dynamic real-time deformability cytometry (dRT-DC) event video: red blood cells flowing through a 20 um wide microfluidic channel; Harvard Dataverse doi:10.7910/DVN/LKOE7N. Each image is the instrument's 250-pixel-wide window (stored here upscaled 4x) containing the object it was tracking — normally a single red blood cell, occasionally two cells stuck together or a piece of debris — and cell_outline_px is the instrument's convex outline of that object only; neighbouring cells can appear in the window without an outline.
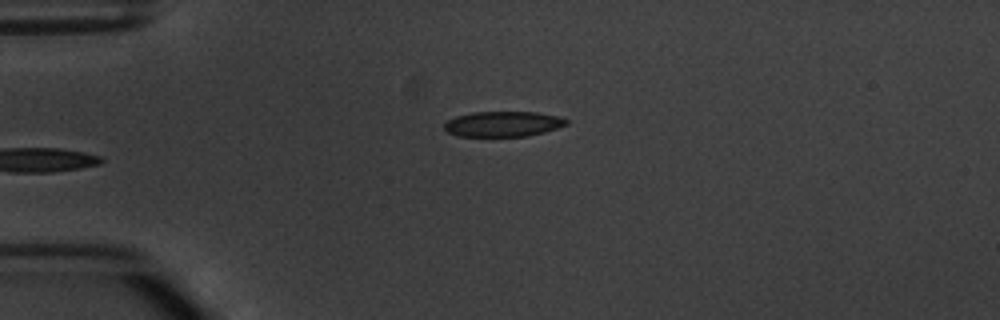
{"species": "common noctule bat (a hibernating species)", "species_latin": "Nyctalus noctula", "temperature_condition": "warm", "stored_images_in_passage": 8, "camera_frame_rate_fps": 3000, "um_per_image_px": 0.085, "animal": {"sex": "male", "body_mass_g": 20.1, "forearm_length_mm": 53.5}, "frame": {"image": 1, "passage_image": 4, "time_ms": 4.333, "image_size_px": [1000, 320], "cell_outline_px": [[568, 124], [544, 132], [528, 136], [456, 136], [448, 132], [444, 128], [444, 124], [448, 120], [456, 116], [472, 112], [536, 112], [556, 116], [568, 120]], "centroid_in_image_um": [42.73, 10.54], "position_along_channel_um": 42.3, "area_um2": 17.92}}
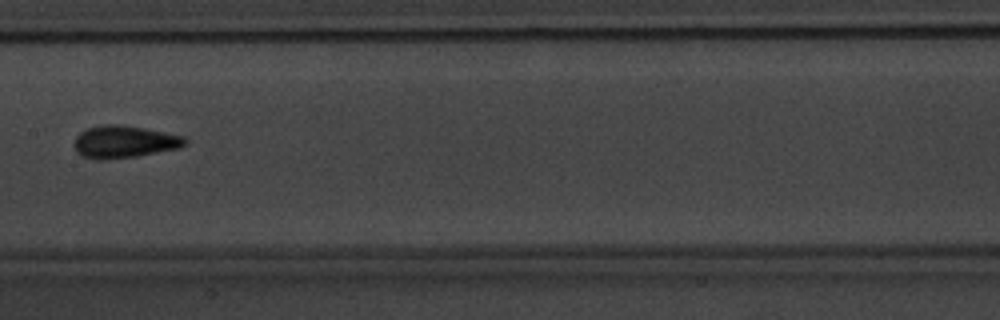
{"frame": {"image": 2, "passage_image": 8, "time_ms": 9.0, "image_size_px": [1000, 320], "cell_outline_px": [[188, 144], [180, 148], [136, 156], [104, 160], [96, 160], [80, 156], [76, 152], [72, 144], [76, 136], [80, 132], [88, 128], [104, 124], [120, 124], [144, 128], [184, 136], [188, 140]], "centroid_in_image_um": [10.53, 12.06], "position_along_channel_um": 196.9, "area_um2": 21.21}}